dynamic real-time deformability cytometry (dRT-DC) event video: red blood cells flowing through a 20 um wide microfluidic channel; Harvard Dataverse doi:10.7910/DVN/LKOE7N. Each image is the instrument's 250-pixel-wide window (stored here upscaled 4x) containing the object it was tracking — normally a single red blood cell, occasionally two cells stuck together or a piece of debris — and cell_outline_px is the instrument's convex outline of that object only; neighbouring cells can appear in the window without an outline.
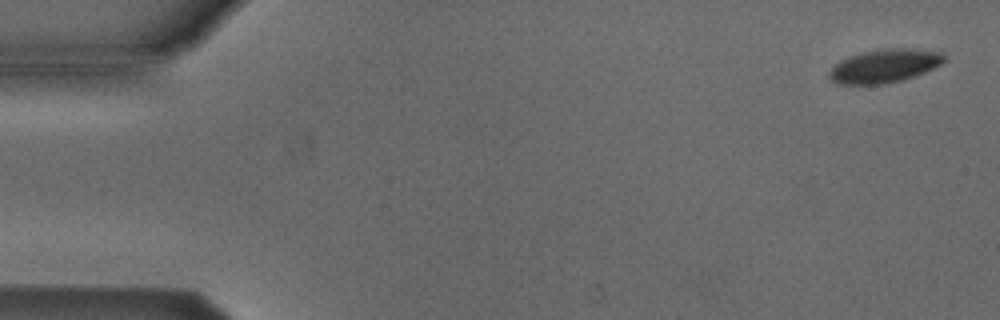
{"species": "Egyptian fruit bat (a non-hibernating species)", "species_latin": "Rousettus aegyptiacus", "temperature_condition": "cold", "stored_images_in_passage": 9, "camera_frame_rate_fps": 3000, "um_per_image_px": 0.085, "animal": {"sex": "male"}, "frame": {"image": 1, "passage_image": 1, "time_ms": 0.0, "image_size_px": [1000, 320], "cell_outline_px": [[944, 60], [940, 64], [916, 76], [900, 80], [880, 84], [836, 84], [828, 76], [828, 72], [840, 60], [848, 56], [860, 52], [884, 48], [912, 48], [940, 52], [944, 56]], "centroid_in_image_um": [75.14, 5.59], "position_along_channel_um": 9.9, "area_um2": 22.31}}